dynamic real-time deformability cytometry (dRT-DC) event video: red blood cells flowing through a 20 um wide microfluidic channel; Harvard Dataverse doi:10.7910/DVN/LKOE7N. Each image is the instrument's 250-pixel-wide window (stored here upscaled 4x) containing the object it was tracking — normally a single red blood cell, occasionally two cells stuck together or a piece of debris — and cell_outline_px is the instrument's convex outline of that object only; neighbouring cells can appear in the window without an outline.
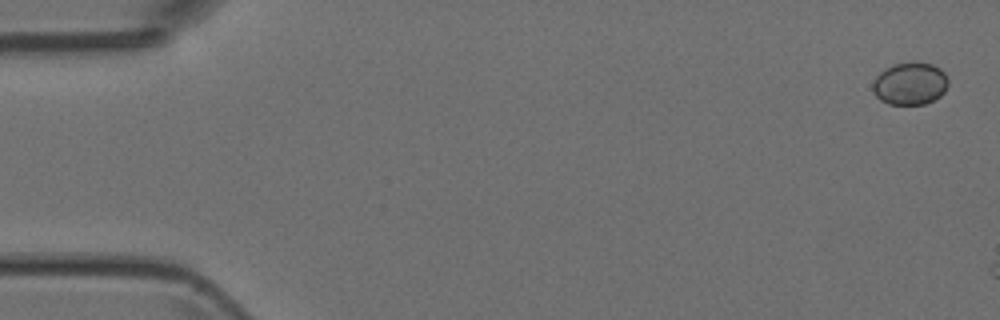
{"species": "Egyptian fruit bat (a non-hibernating species)", "species_latin": "Rousettus aegyptiacus", "temperature_condition": "room temperature", "stored_images_in_passage": 3, "camera_frame_rate_fps": 3000, "um_per_image_px": 0.085, "animal": {"sex": "female"}, "frame": {"image": 1, "passage_image": 1, "time_ms": 0.0, "image_size_px": [1000, 320], "cell_outline_px": [[948, 84], [944, 92], [940, 96], [924, 104], [888, 104], [880, 100], [872, 92], [872, 84], [876, 76], [884, 68], [892, 64], [916, 60], [932, 64], [940, 68], [944, 72], [948, 80]], "centroid_in_image_um": [77.33, 7.07], "position_along_channel_um": 7.7, "area_um2": 19.07}}